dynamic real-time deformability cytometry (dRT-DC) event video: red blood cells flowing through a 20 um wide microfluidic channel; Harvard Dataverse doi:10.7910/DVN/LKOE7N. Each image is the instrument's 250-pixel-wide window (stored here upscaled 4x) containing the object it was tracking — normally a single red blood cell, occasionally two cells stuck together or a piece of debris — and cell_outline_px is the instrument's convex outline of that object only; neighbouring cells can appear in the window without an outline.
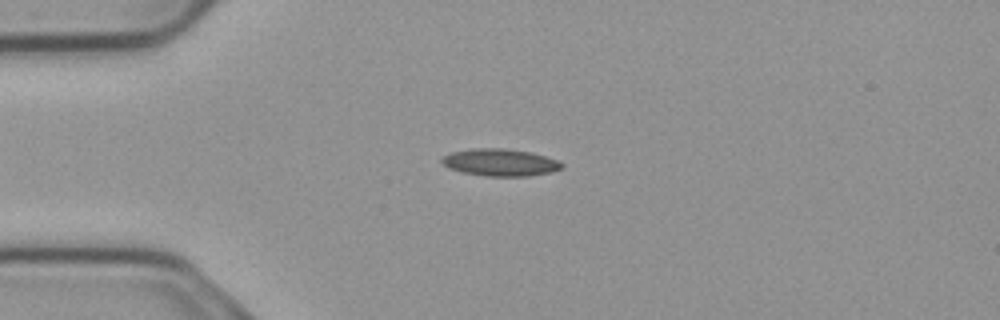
{"species": "common noctule bat (a hibernating species)", "species_latin": "Nyctalus noctula", "temperature_condition": "cold", "stored_images_in_passage": 43, "camera_frame_rate_fps": 3000, "um_per_image_px": 0.085, "animal": {"sex": "male", "body_mass_g": 23.1, "forearm_length_mm": 52.7}, "frame": {"image": 1, "passage_image": 2, "time_ms": 0.333, "image_size_px": [1000, 320], "cell_outline_px": [[564, 168], [552, 172], [528, 176], [488, 176], [464, 172], [448, 168], [440, 160], [444, 156], [452, 152], [472, 148], [504, 148], [532, 152], [556, 160], [564, 164]], "centroid_in_image_um": [42.54, 13.8], "position_along_channel_um": 42.5, "area_um2": 18.96}}
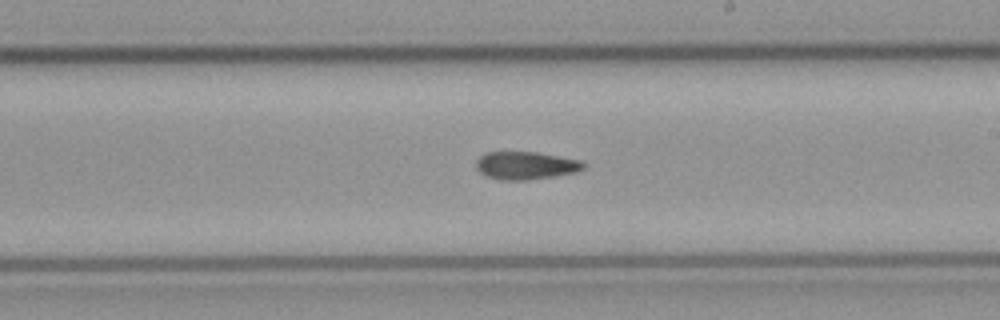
{"frame": {"image": 2, "passage_image": 20, "time_ms": 6.333, "image_size_px": [1000, 320], "cell_outline_px": [[588, 164], [584, 168], [576, 172], [556, 176], [524, 180], [500, 180], [488, 176], [480, 172], [476, 168], [476, 160], [484, 152], [536, 152], [580, 160]], "centroid_in_image_um": [44.7, 14.06], "position_along_channel_um": 244.3, "area_um2": 17.46}}
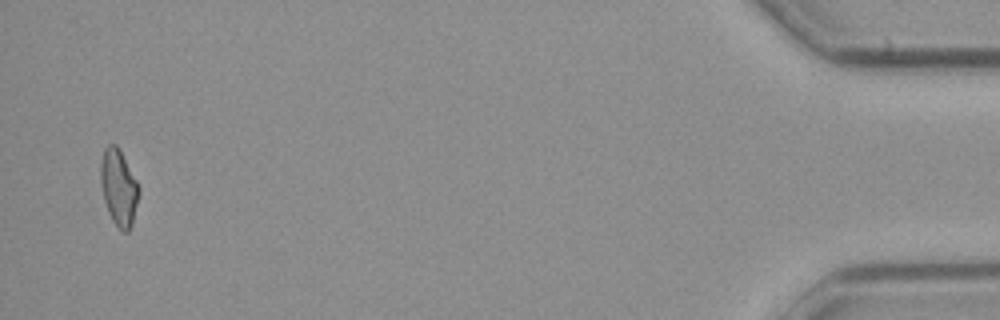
{"frame": {"image": 3, "passage_image": 42, "time_ms": 13.667, "image_size_px": [1000, 320], "cell_outline_px": [[140, 192], [132, 224], [128, 232], [124, 232], [112, 220], [108, 212], [104, 200], [100, 184], [100, 160], [104, 148], [108, 144], [116, 144], [120, 148], [140, 188]], "centroid_in_image_um": [10.08, 15.89], "position_along_channel_um": 425.1, "area_um2": 17.17}}